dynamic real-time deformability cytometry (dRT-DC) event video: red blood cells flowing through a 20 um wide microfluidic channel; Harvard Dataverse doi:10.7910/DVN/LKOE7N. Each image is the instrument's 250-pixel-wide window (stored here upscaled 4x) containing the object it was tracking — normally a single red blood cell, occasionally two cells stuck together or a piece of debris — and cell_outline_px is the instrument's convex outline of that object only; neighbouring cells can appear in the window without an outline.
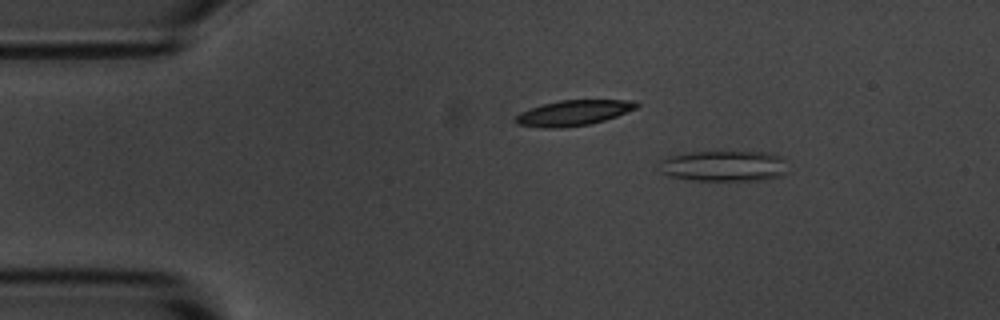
{"species": "common noctule bat (a hibernating species)", "species_latin": "Nyctalus noctula", "temperature_condition": "room temperature", "stored_images_in_passage": 51, "camera_frame_rate_fps": 3000, "um_per_image_px": 0.085, "animal": {"sex": "male", "body_mass_g": 20.1, "forearm_length_mm": 53.5}, "frame": {"image": 1, "passage_image": 6, "time_ms": 1.667, "image_size_px": [1000, 320], "cell_outline_px": [[784, 176], [760, 180], [688, 180], [668, 176], [660, 172], [656, 168], [656, 164], [660, 160], [672, 156], [696, 152], [772, 152], [780, 160], [784, 172]], "centroid_in_image_um": [61.4, 14.12], "position_along_channel_um": 23.6, "area_um2": 22.83}}
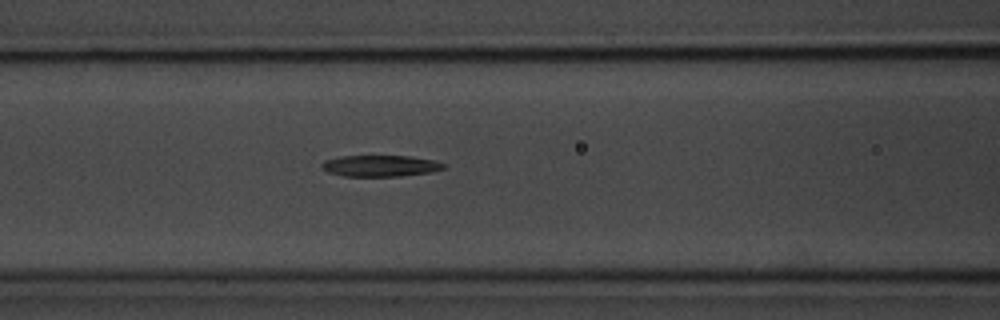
{"frame": {"image": 2, "passage_image": 21, "time_ms": 6.667, "image_size_px": [1000, 320], "cell_outline_px": [[444, 168], [432, 172], [400, 176], [344, 176], [328, 172], [320, 168], [320, 164], [324, 160], [340, 156], [412, 156], [436, 160], [444, 164]], "centroid_in_image_um": [32.3, 14.09], "position_along_channel_um": 134.3, "area_um2": 15.26}}
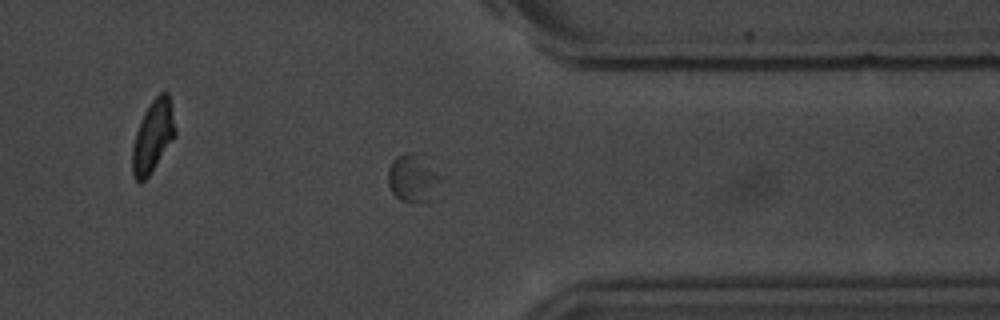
{"frame": {"image": 3, "passage_image": 42, "time_ms": 13.667, "image_size_px": [1000, 320], "cell_outline_px": [[444, 176], [432, 200], [420, 204], [400, 200], [392, 192], [388, 184], [388, 168], [392, 160], [396, 156], [404, 152], [412, 152]], "centroid_in_image_um": [35.11, 15.19], "position_along_channel_um": 376.3, "area_um2": 14.85}}